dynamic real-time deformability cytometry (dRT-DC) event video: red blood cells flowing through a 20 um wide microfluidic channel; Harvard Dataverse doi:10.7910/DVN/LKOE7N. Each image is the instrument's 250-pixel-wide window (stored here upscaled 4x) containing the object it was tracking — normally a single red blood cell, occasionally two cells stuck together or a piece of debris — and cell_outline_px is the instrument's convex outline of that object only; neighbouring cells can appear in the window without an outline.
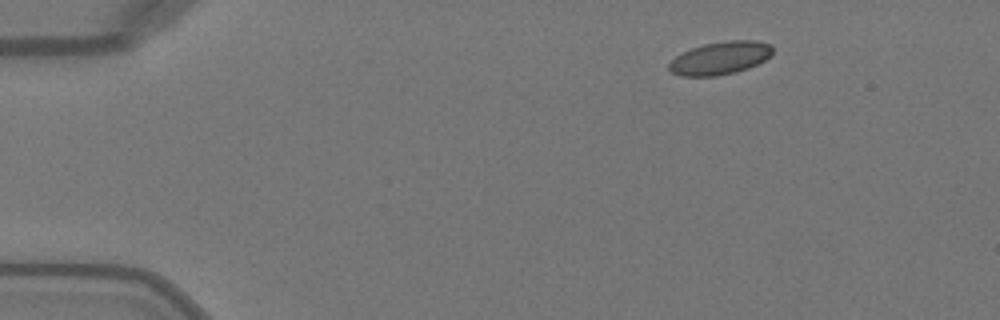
{"species": "Egyptian fruit bat (a non-hibernating species)", "species_latin": "Rousettus aegyptiacus", "temperature_condition": "warm", "stored_images_in_passage": 44, "camera_frame_rate_fps": 3000, "um_per_image_px": 0.085, "animal": {"sex": "female"}, "frame": {"image": 1, "passage_image": 1, "time_ms": 0.0, "image_size_px": [1000, 320], "cell_outline_px": [[772, 52], [764, 60], [748, 68], [736, 72], [716, 76], [680, 76], [672, 72], [668, 68], [668, 64], [676, 56], [692, 48], [704, 44], [728, 40], [756, 40], [772, 44]], "centroid_in_image_um": [61.21, 4.93], "position_along_channel_um": 23.8, "area_um2": 19.77}}
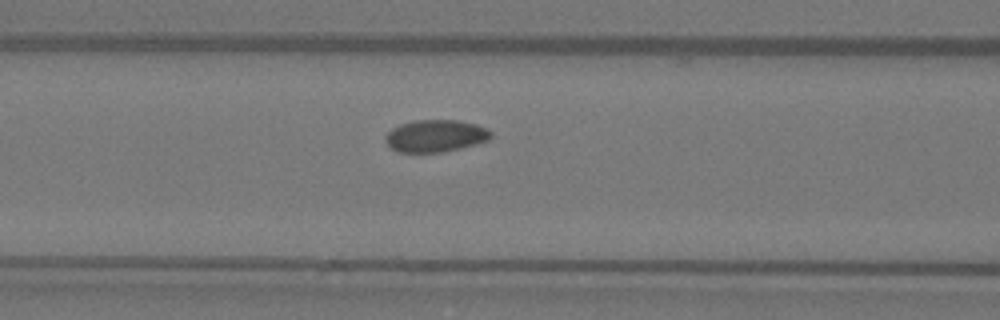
{"frame": {"image": 2, "passage_image": 15, "time_ms": 4.667, "image_size_px": [1000, 320], "cell_outline_px": [[492, 136], [488, 140], [476, 144], [460, 148], [440, 152], [396, 152], [384, 140], [384, 136], [392, 128], [400, 124], [416, 120], [460, 120], [476, 124], [488, 128], [492, 132]], "centroid_in_image_um": [37.02, 11.54], "position_along_channel_um": 129.6, "area_um2": 19.88}}
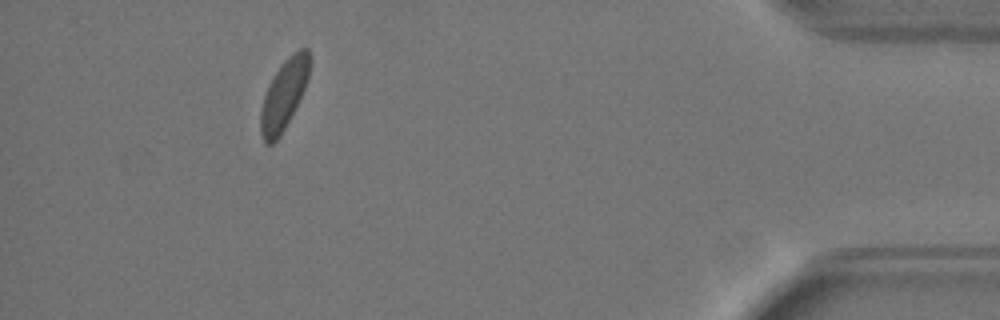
{"frame": {"image": 3, "passage_image": 40, "time_ms": 13.0, "image_size_px": [1000, 320], "cell_outline_px": [[312, 60], [308, 76], [304, 88], [280, 136], [272, 144], [264, 144], [260, 132], [260, 112], [264, 96], [268, 84], [272, 76], [284, 60], [292, 52], [300, 48], [308, 48]], "centroid_in_image_um": [24.12, 7.99], "position_along_channel_um": 411.1, "area_um2": 19.88}, "authors_computed_cell_mechanics": {"area_um2": 19.8832, "velocity_mm_per_s": 4.0482, "shape_relaxation_time_tau1_ms": 6.6306, "shape_relaxation_time_tau2_ms": 4.5963, "deformation_change_tau1": 0.1059, "deformation_change_tau2": 0.0822}}